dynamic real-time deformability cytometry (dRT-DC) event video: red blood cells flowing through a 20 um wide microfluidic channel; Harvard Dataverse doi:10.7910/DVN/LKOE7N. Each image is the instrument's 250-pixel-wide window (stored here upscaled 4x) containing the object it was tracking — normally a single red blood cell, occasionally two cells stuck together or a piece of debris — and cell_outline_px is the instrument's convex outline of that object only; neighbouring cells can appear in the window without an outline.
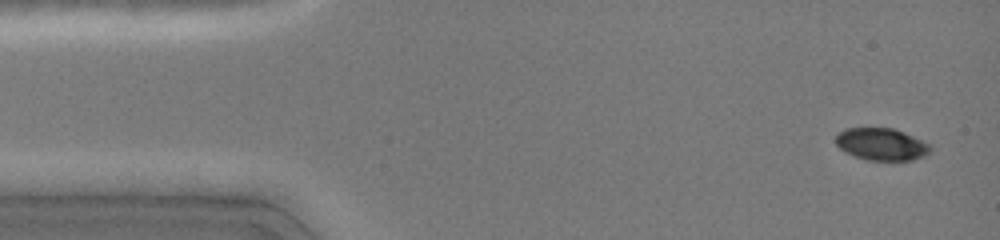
{"species": "common noctule bat (a hibernating species)", "species_latin": "Nyctalus noctula", "temperature_condition": "cold", "stored_images_in_passage": 6, "camera_frame_rate_fps": 3000, "um_per_image_px": 0.085, "animal": {"sex": "female", "body_mass_g": 19.0, "forearm_length_mm": 51.5}, "frame": {"image": 1, "passage_image": 1, "time_ms": 0.0, "image_size_px": [1000, 240], "cell_outline_px": [[932, 148], [924, 156], [912, 160], [868, 160], [844, 152], [836, 144], [836, 136], [844, 128], [892, 128], [904, 132], [932, 144]], "centroid_in_image_um": [74.95, 12.25], "position_along_channel_um": 10.1, "area_um2": 17.74}}
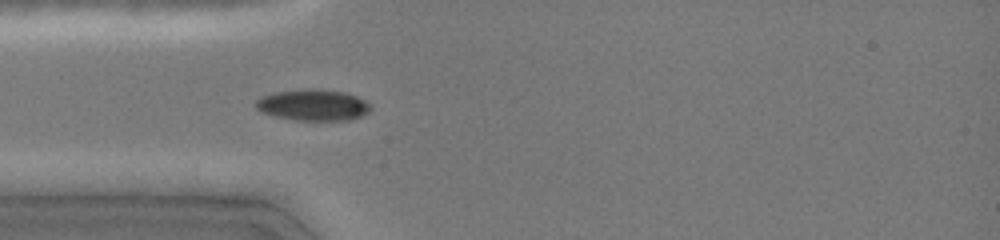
{"frame": {"image": 2, "passage_image": 6, "time_ms": 3.667, "image_size_px": [1000, 240], "cell_outline_px": [[372, 108], [368, 112], [360, 116], [348, 120], [292, 120], [260, 112], [252, 104], [260, 96], [276, 92], [308, 88], [316, 88], [344, 92], [356, 96], [372, 104]], "centroid_in_image_um": [26.58, 8.92], "position_along_channel_um": 58.4, "area_um2": 21.15}}